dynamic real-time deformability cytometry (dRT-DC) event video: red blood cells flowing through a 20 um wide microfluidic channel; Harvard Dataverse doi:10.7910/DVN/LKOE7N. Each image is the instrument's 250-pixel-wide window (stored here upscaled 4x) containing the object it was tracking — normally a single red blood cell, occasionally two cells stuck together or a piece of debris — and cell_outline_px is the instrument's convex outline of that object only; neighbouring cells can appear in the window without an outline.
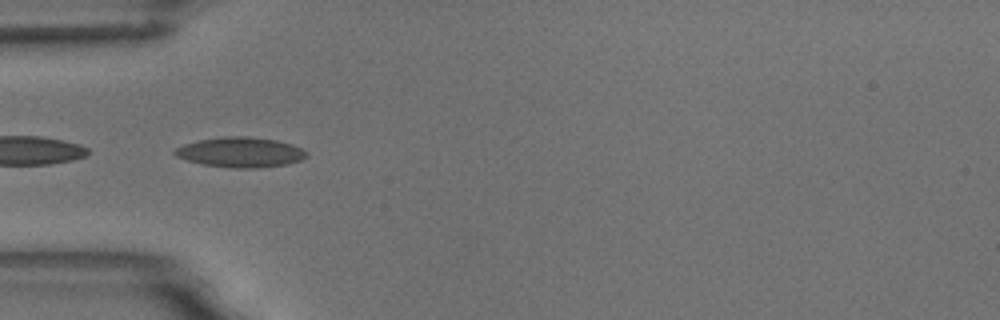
{"species": "common noctule bat (a hibernating species)", "species_latin": "Nyctalus noctula", "temperature_condition": "room temperature", "stored_images_in_passage": 39, "camera_frame_rate_fps": 3000, "um_per_image_px": 0.085, "animal": {"sex": "male", "body_mass_g": 18.8}, "frame": {"image": 1, "passage_image": 14, "time_ms": 4.333, "image_size_px": [1000, 320], "cell_outline_px": [[308, 156], [300, 160], [288, 164], [256, 168], [232, 168], [200, 164], [176, 156], [172, 152], [176, 148], [184, 144], [200, 140], [224, 136], [248, 136], [276, 140], [292, 144], [308, 152]], "centroid_in_image_um": [20.45, 12.94], "position_along_channel_um": 64.6, "area_um2": 23.12}}